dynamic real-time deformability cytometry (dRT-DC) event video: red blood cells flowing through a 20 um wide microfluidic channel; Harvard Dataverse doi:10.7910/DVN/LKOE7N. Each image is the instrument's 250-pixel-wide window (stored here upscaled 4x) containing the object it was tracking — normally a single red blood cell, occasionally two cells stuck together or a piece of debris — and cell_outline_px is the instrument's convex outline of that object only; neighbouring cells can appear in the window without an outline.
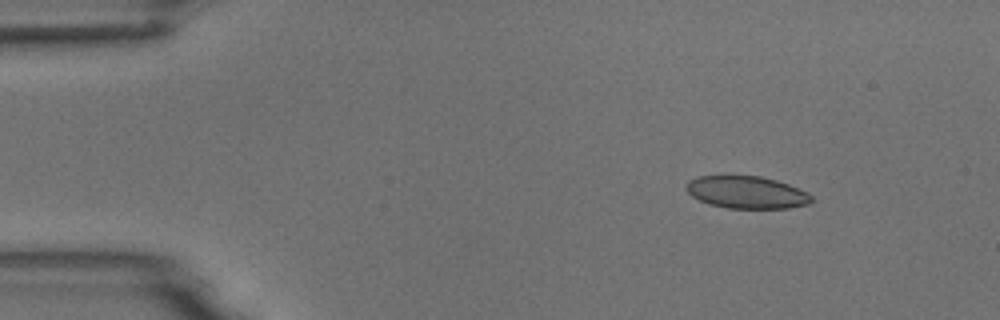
{"species": "common noctule bat (a hibernating species)", "species_latin": "Nyctalus noctula", "temperature_condition": "room temperature", "stored_images_in_passage": 4, "segment_of_instrument_passage": [1, 2], "camera_frame_rate_fps": 3000, "um_per_image_px": 0.085, "animal": {"sex": "male", "body_mass_g": 18.8}, "frame": {"image": 1, "passage_image": 1, "time_ms": 0.0, "image_size_px": [1000, 320], "cell_outline_px": [[812, 200], [808, 204], [788, 208], [728, 208], [708, 204], [692, 196], [684, 188], [684, 184], [688, 180], [696, 176], [760, 176], [776, 180], [788, 184], [808, 192], [812, 196]], "centroid_in_image_um": [63.43, 16.34], "position_along_channel_um": 21.6, "area_um2": 23.7}}